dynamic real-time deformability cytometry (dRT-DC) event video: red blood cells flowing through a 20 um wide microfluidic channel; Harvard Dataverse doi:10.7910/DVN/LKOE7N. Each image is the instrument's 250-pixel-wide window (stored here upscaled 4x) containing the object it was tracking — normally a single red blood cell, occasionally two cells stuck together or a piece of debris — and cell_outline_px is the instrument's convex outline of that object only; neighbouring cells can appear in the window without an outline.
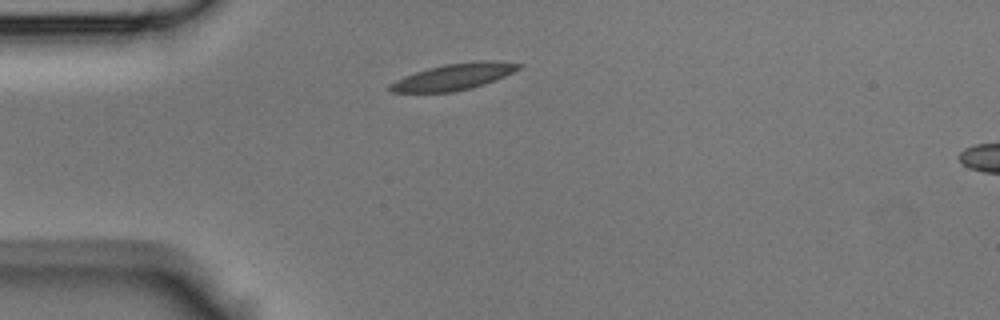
{"species": "Egyptian fruit bat (a non-hibernating species)", "species_latin": "Rousettus aegyptiacus", "temperature_condition": "room temperature", "stored_images_in_passage": 30, "camera_frame_rate_fps": 3000, "um_per_image_px": 0.085, "animal": {"sex": "male"}, "frame": {"image": 1, "passage_image": 1, "time_ms": 0.0, "image_size_px": [1000, 320], "cell_outline_px": [[524, 64], [520, 68], [504, 76], [484, 84], [472, 88], [452, 92], [392, 92], [388, 88], [388, 84], [404, 76], [428, 68], [444, 64], [480, 60], [492, 60]], "centroid_in_image_um": [38.57, 6.51], "position_along_channel_um": 46.4, "area_um2": 19.71}}
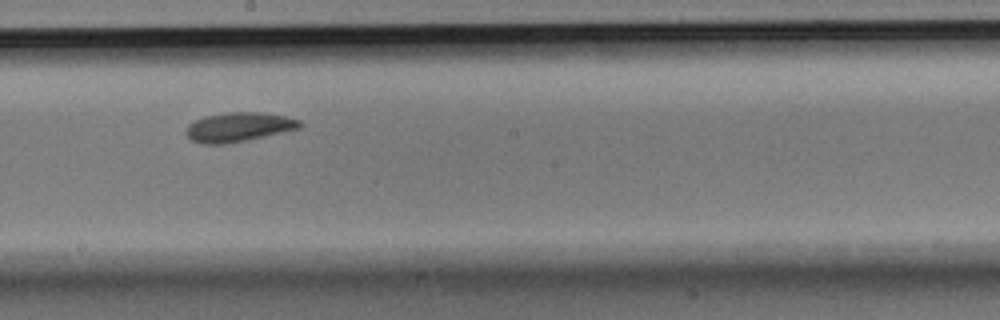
{"frame": {"image": 2, "passage_image": 14, "time_ms": 4.333, "image_size_px": [1000, 320], "cell_outline_px": [[304, 124], [300, 128], [244, 140], [224, 144], [200, 144], [192, 140], [184, 132], [188, 124], [204, 116], [228, 112], [264, 112], [284, 116], [300, 120]], "centroid_in_image_um": [20.26, 10.79], "position_along_channel_um": 227.9, "area_um2": 19.31}}
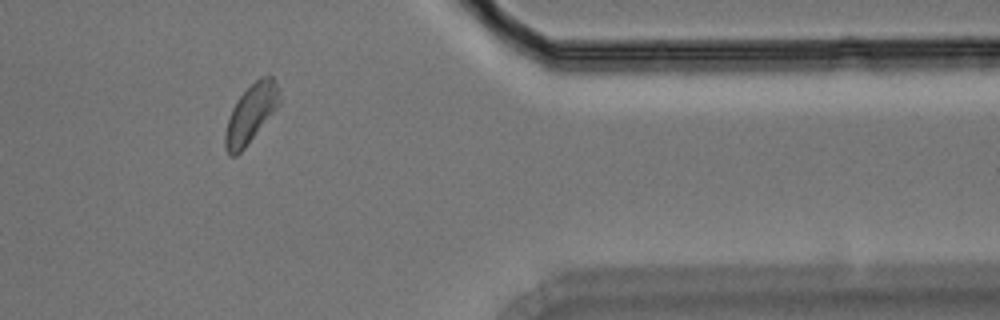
{"frame": {"image": 3, "passage_image": 26, "time_ms": 8.333, "image_size_px": [1000, 320], "cell_outline_px": [[280, 104], [244, 148], [236, 156], [228, 156], [224, 148], [224, 132], [232, 108], [236, 100], [260, 76], [272, 76], [280, 88]], "centroid_in_image_um": [21.32, 9.66], "position_along_channel_um": 390.1, "area_um2": 18.44}}